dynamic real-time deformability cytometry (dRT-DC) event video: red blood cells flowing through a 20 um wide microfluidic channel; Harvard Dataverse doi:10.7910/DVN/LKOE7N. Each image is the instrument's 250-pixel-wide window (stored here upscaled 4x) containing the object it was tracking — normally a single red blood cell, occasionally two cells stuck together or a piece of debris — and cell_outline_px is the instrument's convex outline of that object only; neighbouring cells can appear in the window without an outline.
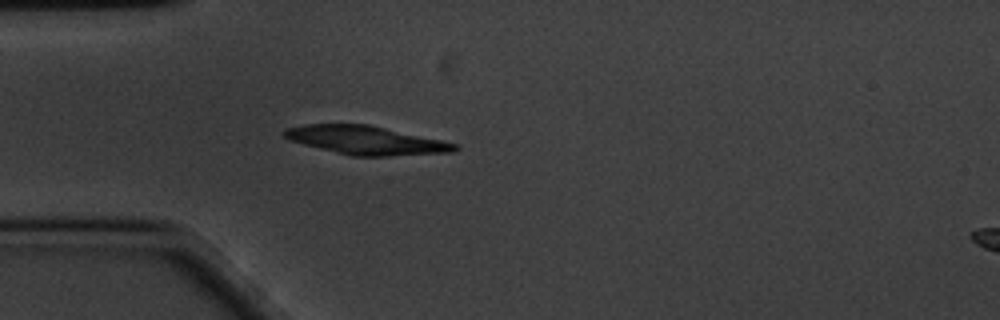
{"species": "common noctule bat (a hibernating species)", "species_latin": "Nyctalus noctula", "temperature_condition": "cold", "stored_images_in_passage": 43, "camera_frame_rate_fps": 3000, "um_per_image_px": 0.085, "animal": {"sex": "male", "body_mass_g": 20.1, "forearm_length_mm": 53.5}, "frame": {"image": 1, "passage_image": 1, "time_ms": 0.0, "image_size_px": [1000, 320], "cell_outline_px": [[460, 148], [452, 152], [388, 156], [352, 156], [288, 140], [284, 136], [284, 132], [288, 128], [304, 124], [368, 124], [460, 144]], "centroid_in_image_um": [31.15, 11.92], "position_along_channel_um": 53.8, "area_um2": 28.15}}
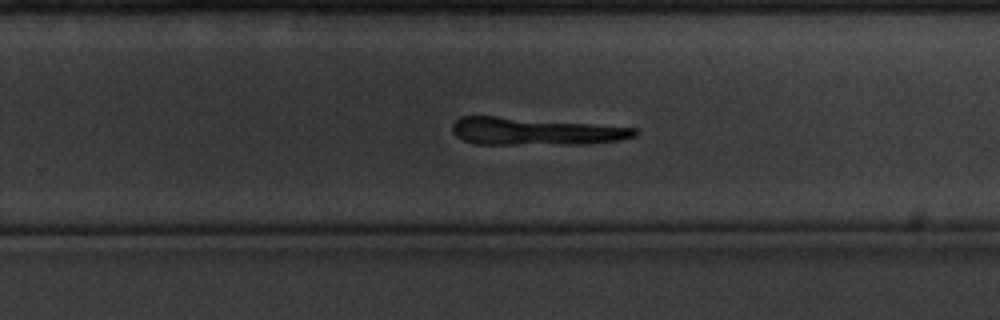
{"frame": {"image": 2, "passage_image": 22, "time_ms": 7.0, "image_size_px": [1000, 320], "cell_outline_px": [[640, 132], [636, 136], [616, 140], [584, 144], [476, 144], [464, 140], [456, 136], [452, 132], [452, 124], [460, 116], [496, 116], [640, 128]], "centroid_in_image_um": [45.48, 11.16], "position_along_channel_um": 284.3, "area_um2": 29.13}}
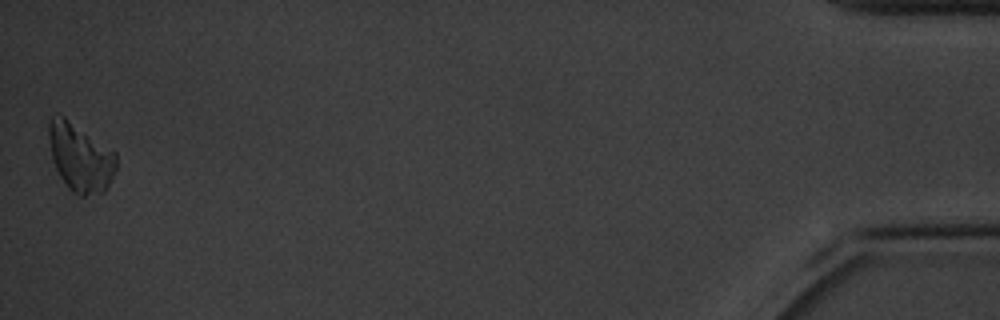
{"frame": {"image": 3, "passage_image": 43, "time_ms": 14.0, "image_size_px": [1000, 320], "cell_outline_px": [[116, 172], [112, 180], [104, 192], [84, 196], [80, 196], [72, 192], [68, 188], [60, 176], [52, 160], [48, 136], [48, 120], [56, 112], [64, 116], [116, 152]], "centroid_in_image_um": [6.82, 13.37], "position_along_channel_um": 428.4, "area_um2": 27.11}}